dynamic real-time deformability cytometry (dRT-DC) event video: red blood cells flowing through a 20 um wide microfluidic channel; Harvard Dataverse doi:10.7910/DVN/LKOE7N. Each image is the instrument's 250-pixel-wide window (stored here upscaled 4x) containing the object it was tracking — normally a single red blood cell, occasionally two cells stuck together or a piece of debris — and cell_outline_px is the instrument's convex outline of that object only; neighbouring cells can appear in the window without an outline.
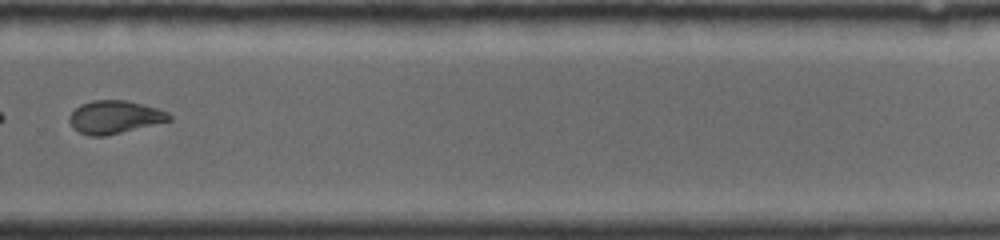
{"species": "common noctule bat (a hibernating species)", "species_latin": "Nyctalus noctula", "temperature_condition": "room temperature", "stored_images_in_passage": 25, "camera_frame_rate_fps": 4000, "um_per_image_px": 0.085, "animal": {"sex": "female", "body_mass_g": 19.0, "forearm_length_mm": 56.7}, "frame": {"image": 1, "passage_image": 15, "time_ms": 6.0, "image_size_px": [1000, 240], "cell_outline_px": [[172, 120], [104, 136], [88, 136], [72, 128], [68, 120], [68, 116], [80, 104], [92, 100], [128, 100], [156, 108], [168, 112], [172, 116]], "centroid_in_image_um": [9.71, 9.94], "position_along_channel_um": 320.1, "area_um2": 19.19}}